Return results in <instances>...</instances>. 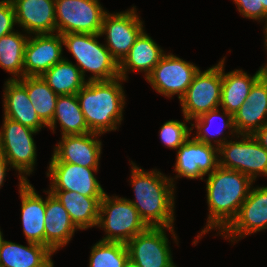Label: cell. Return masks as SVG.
<instances>
[{
    "instance_id": "1",
    "label": "cell",
    "mask_w": 267,
    "mask_h": 267,
    "mask_svg": "<svg viewBox=\"0 0 267 267\" xmlns=\"http://www.w3.org/2000/svg\"><path fill=\"white\" fill-rule=\"evenodd\" d=\"M252 183L253 180L245 174L220 166L208 175L206 181L208 221L193 244L211 229H219L222 233L231 224L249 195Z\"/></svg>"
},
{
    "instance_id": "2",
    "label": "cell",
    "mask_w": 267,
    "mask_h": 267,
    "mask_svg": "<svg viewBox=\"0 0 267 267\" xmlns=\"http://www.w3.org/2000/svg\"><path fill=\"white\" fill-rule=\"evenodd\" d=\"M136 201L128 199L148 227L174 228V179L155 169L148 172L131 163Z\"/></svg>"
},
{
    "instance_id": "3",
    "label": "cell",
    "mask_w": 267,
    "mask_h": 267,
    "mask_svg": "<svg viewBox=\"0 0 267 267\" xmlns=\"http://www.w3.org/2000/svg\"><path fill=\"white\" fill-rule=\"evenodd\" d=\"M121 77L107 81H87L76 94L87 126L92 133L116 130L123 120L125 95Z\"/></svg>"
},
{
    "instance_id": "4",
    "label": "cell",
    "mask_w": 267,
    "mask_h": 267,
    "mask_svg": "<svg viewBox=\"0 0 267 267\" xmlns=\"http://www.w3.org/2000/svg\"><path fill=\"white\" fill-rule=\"evenodd\" d=\"M63 45L76 59V65L85 78V71L93 73L88 81H107L119 76V64L105 45L96 38L100 34L67 33L62 34Z\"/></svg>"
},
{
    "instance_id": "5",
    "label": "cell",
    "mask_w": 267,
    "mask_h": 267,
    "mask_svg": "<svg viewBox=\"0 0 267 267\" xmlns=\"http://www.w3.org/2000/svg\"><path fill=\"white\" fill-rule=\"evenodd\" d=\"M97 226L104 228L107 234L102 241L125 244L148 228L128 199L111 198L106 193L100 201Z\"/></svg>"
},
{
    "instance_id": "6",
    "label": "cell",
    "mask_w": 267,
    "mask_h": 267,
    "mask_svg": "<svg viewBox=\"0 0 267 267\" xmlns=\"http://www.w3.org/2000/svg\"><path fill=\"white\" fill-rule=\"evenodd\" d=\"M240 141H228L225 137L214 140L218 147L219 166L224 169L236 170L251 178L257 175L267 176V150L264 149L253 135H240Z\"/></svg>"
},
{
    "instance_id": "7",
    "label": "cell",
    "mask_w": 267,
    "mask_h": 267,
    "mask_svg": "<svg viewBox=\"0 0 267 267\" xmlns=\"http://www.w3.org/2000/svg\"><path fill=\"white\" fill-rule=\"evenodd\" d=\"M0 130V153L10 167L19 172V181H28L36 163V144L32 138L38 131L4 117ZM23 174V175H22Z\"/></svg>"
},
{
    "instance_id": "8",
    "label": "cell",
    "mask_w": 267,
    "mask_h": 267,
    "mask_svg": "<svg viewBox=\"0 0 267 267\" xmlns=\"http://www.w3.org/2000/svg\"><path fill=\"white\" fill-rule=\"evenodd\" d=\"M221 87L222 60L203 72L199 70L180 99L185 121L188 122L218 108L221 101Z\"/></svg>"
},
{
    "instance_id": "9",
    "label": "cell",
    "mask_w": 267,
    "mask_h": 267,
    "mask_svg": "<svg viewBox=\"0 0 267 267\" xmlns=\"http://www.w3.org/2000/svg\"><path fill=\"white\" fill-rule=\"evenodd\" d=\"M59 34H100L105 11L99 0H55Z\"/></svg>"
},
{
    "instance_id": "10",
    "label": "cell",
    "mask_w": 267,
    "mask_h": 267,
    "mask_svg": "<svg viewBox=\"0 0 267 267\" xmlns=\"http://www.w3.org/2000/svg\"><path fill=\"white\" fill-rule=\"evenodd\" d=\"M166 228L176 240L174 228L148 227L126 243L129 259L139 267H176L172 260Z\"/></svg>"
},
{
    "instance_id": "11",
    "label": "cell",
    "mask_w": 267,
    "mask_h": 267,
    "mask_svg": "<svg viewBox=\"0 0 267 267\" xmlns=\"http://www.w3.org/2000/svg\"><path fill=\"white\" fill-rule=\"evenodd\" d=\"M198 71L194 64L165 53L146 79L158 93L169 98L177 94L180 100Z\"/></svg>"
},
{
    "instance_id": "12",
    "label": "cell",
    "mask_w": 267,
    "mask_h": 267,
    "mask_svg": "<svg viewBox=\"0 0 267 267\" xmlns=\"http://www.w3.org/2000/svg\"><path fill=\"white\" fill-rule=\"evenodd\" d=\"M143 28V22L136 14L134 6L130 11L105 14L100 35H106L105 46L118 64L127 56Z\"/></svg>"
},
{
    "instance_id": "13",
    "label": "cell",
    "mask_w": 267,
    "mask_h": 267,
    "mask_svg": "<svg viewBox=\"0 0 267 267\" xmlns=\"http://www.w3.org/2000/svg\"><path fill=\"white\" fill-rule=\"evenodd\" d=\"M97 170L98 167L50 162L47 173L52 179L50 190L75 191L88 197H103L105 192L93 174Z\"/></svg>"
},
{
    "instance_id": "14",
    "label": "cell",
    "mask_w": 267,
    "mask_h": 267,
    "mask_svg": "<svg viewBox=\"0 0 267 267\" xmlns=\"http://www.w3.org/2000/svg\"><path fill=\"white\" fill-rule=\"evenodd\" d=\"M176 152L174 171L178 174L177 178L203 180V176L211 174L219 166L218 147L198 141L194 137L188 139Z\"/></svg>"
},
{
    "instance_id": "15",
    "label": "cell",
    "mask_w": 267,
    "mask_h": 267,
    "mask_svg": "<svg viewBox=\"0 0 267 267\" xmlns=\"http://www.w3.org/2000/svg\"><path fill=\"white\" fill-rule=\"evenodd\" d=\"M267 228V186L251 188L241 205L237 217L222 232L223 237L233 240ZM226 233V235H225ZM229 238H228V237ZM239 236V237H237Z\"/></svg>"
},
{
    "instance_id": "16",
    "label": "cell",
    "mask_w": 267,
    "mask_h": 267,
    "mask_svg": "<svg viewBox=\"0 0 267 267\" xmlns=\"http://www.w3.org/2000/svg\"><path fill=\"white\" fill-rule=\"evenodd\" d=\"M61 34H35L25 46L23 77L42 76L61 61L63 52Z\"/></svg>"
},
{
    "instance_id": "17",
    "label": "cell",
    "mask_w": 267,
    "mask_h": 267,
    "mask_svg": "<svg viewBox=\"0 0 267 267\" xmlns=\"http://www.w3.org/2000/svg\"><path fill=\"white\" fill-rule=\"evenodd\" d=\"M100 134L65 135L54 149L50 162H65L85 167H98L102 144ZM95 137V138H94Z\"/></svg>"
},
{
    "instance_id": "18",
    "label": "cell",
    "mask_w": 267,
    "mask_h": 267,
    "mask_svg": "<svg viewBox=\"0 0 267 267\" xmlns=\"http://www.w3.org/2000/svg\"><path fill=\"white\" fill-rule=\"evenodd\" d=\"M16 23L32 34H54L55 0H11Z\"/></svg>"
},
{
    "instance_id": "19",
    "label": "cell",
    "mask_w": 267,
    "mask_h": 267,
    "mask_svg": "<svg viewBox=\"0 0 267 267\" xmlns=\"http://www.w3.org/2000/svg\"><path fill=\"white\" fill-rule=\"evenodd\" d=\"M239 135H253L267 123V82L260 77L252 86L245 103L233 115Z\"/></svg>"
},
{
    "instance_id": "20",
    "label": "cell",
    "mask_w": 267,
    "mask_h": 267,
    "mask_svg": "<svg viewBox=\"0 0 267 267\" xmlns=\"http://www.w3.org/2000/svg\"><path fill=\"white\" fill-rule=\"evenodd\" d=\"M21 220L27 242L45 246V200L29 181L19 182Z\"/></svg>"
},
{
    "instance_id": "21",
    "label": "cell",
    "mask_w": 267,
    "mask_h": 267,
    "mask_svg": "<svg viewBox=\"0 0 267 267\" xmlns=\"http://www.w3.org/2000/svg\"><path fill=\"white\" fill-rule=\"evenodd\" d=\"M45 199V246L53 253L64 247L76 229L70 215L59 200L49 191Z\"/></svg>"
},
{
    "instance_id": "22",
    "label": "cell",
    "mask_w": 267,
    "mask_h": 267,
    "mask_svg": "<svg viewBox=\"0 0 267 267\" xmlns=\"http://www.w3.org/2000/svg\"><path fill=\"white\" fill-rule=\"evenodd\" d=\"M4 88V117L36 131L46 126L34 110L26 88L18 80L7 79Z\"/></svg>"
},
{
    "instance_id": "23",
    "label": "cell",
    "mask_w": 267,
    "mask_h": 267,
    "mask_svg": "<svg viewBox=\"0 0 267 267\" xmlns=\"http://www.w3.org/2000/svg\"><path fill=\"white\" fill-rule=\"evenodd\" d=\"M23 246L3 240L0 247V267H54L53 252L46 246L28 242Z\"/></svg>"
},
{
    "instance_id": "24",
    "label": "cell",
    "mask_w": 267,
    "mask_h": 267,
    "mask_svg": "<svg viewBox=\"0 0 267 267\" xmlns=\"http://www.w3.org/2000/svg\"><path fill=\"white\" fill-rule=\"evenodd\" d=\"M164 51L144 32L136 38L129 53L119 64V76L127 80V71H144L145 78L164 56Z\"/></svg>"
},
{
    "instance_id": "25",
    "label": "cell",
    "mask_w": 267,
    "mask_h": 267,
    "mask_svg": "<svg viewBox=\"0 0 267 267\" xmlns=\"http://www.w3.org/2000/svg\"><path fill=\"white\" fill-rule=\"evenodd\" d=\"M68 214L78 229H87L97 226L100 201L103 197H88L75 191L49 190Z\"/></svg>"
},
{
    "instance_id": "26",
    "label": "cell",
    "mask_w": 267,
    "mask_h": 267,
    "mask_svg": "<svg viewBox=\"0 0 267 267\" xmlns=\"http://www.w3.org/2000/svg\"><path fill=\"white\" fill-rule=\"evenodd\" d=\"M222 59V87H221V110H226L234 115L245 103L253 84L261 77L260 69L252 77L242 70H234L228 73L224 71Z\"/></svg>"
},
{
    "instance_id": "27",
    "label": "cell",
    "mask_w": 267,
    "mask_h": 267,
    "mask_svg": "<svg viewBox=\"0 0 267 267\" xmlns=\"http://www.w3.org/2000/svg\"><path fill=\"white\" fill-rule=\"evenodd\" d=\"M58 121L62 136L90 133L76 94L58 95L53 119L47 127L54 131Z\"/></svg>"
},
{
    "instance_id": "28",
    "label": "cell",
    "mask_w": 267,
    "mask_h": 267,
    "mask_svg": "<svg viewBox=\"0 0 267 267\" xmlns=\"http://www.w3.org/2000/svg\"><path fill=\"white\" fill-rule=\"evenodd\" d=\"M42 78L57 95L77 94L87 83L79 68L65 58L46 71Z\"/></svg>"
},
{
    "instance_id": "29",
    "label": "cell",
    "mask_w": 267,
    "mask_h": 267,
    "mask_svg": "<svg viewBox=\"0 0 267 267\" xmlns=\"http://www.w3.org/2000/svg\"><path fill=\"white\" fill-rule=\"evenodd\" d=\"M27 90L28 97L41 121L48 126L53 119L58 95L42 76H28L18 80Z\"/></svg>"
},
{
    "instance_id": "30",
    "label": "cell",
    "mask_w": 267,
    "mask_h": 267,
    "mask_svg": "<svg viewBox=\"0 0 267 267\" xmlns=\"http://www.w3.org/2000/svg\"><path fill=\"white\" fill-rule=\"evenodd\" d=\"M28 38L29 36L26 37L19 32H12L0 38V66L14 75L9 80L23 78L25 46Z\"/></svg>"
},
{
    "instance_id": "31",
    "label": "cell",
    "mask_w": 267,
    "mask_h": 267,
    "mask_svg": "<svg viewBox=\"0 0 267 267\" xmlns=\"http://www.w3.org/2000/svg\"><path fill=\"white\" fill-rule=\"evenodd\" d=\"M128 259L125 243L100 240L92 247L89 267H123Z\"/></svg>"
},
{
    "instance_id": "32",
    "label": "cell",
    "mask_w": 267,
    "mask_h": 267,
    "mask_svg": "<svg viewBox=\"0 0 267 267\" xmlns=\"http://www.w3.org/2000/svg\"><path fill=\"white\" fill-rule=\"evenodd\" d=\"M218 109L219 108L213 109L209 112L202 114L199 117L194 118L195 124L190 123L191 126H194L197 128V134H196L197 136L194 137L196 140L212 145V140L210 137H208L209 134H210V136L212 134V136H213L212 138L214 139L215 135L217 137L220 134H224V132H222V131L226 127L228 128V130L229 129L231 130V135L234 133H236V135H237V132H236L235 127H234L233 115L228 113L226 110H223V113H221L222 115H220ZM217 117H219L220 120L222 118V120H221L222 125L216 131H213V133H210L209 128H211L210 127V126H212L211 124L213 123L214 119ZM226 117H227V119L224 120V118H226Z\"/></svg>"
},
{
    "instance_id": "33",
    "label": "cell",
    "mask_w": 267,
    "mask_h": 267,
    "mask_svg": "<svg viewBox=\"0 0 267 267\" xmlns=\"http://www.w3.org/2000/svg\"><path fill=\"white\" fill-rule=\"evenodd\" d=\"M187 124L178 120H170L165 122L160 129V138L165 146L178 149L182 146L191 135L192 128H188Z\"/></svg>"
},
{
    "instance_id": "34",
    "label": "cell",
    "mask_w": 267,
    "mask_h": 267,
    "mask_svg": "<svg viewBox=\"0 0 267 267\" xmlns=\"http://www.w3.org/2000/svg\"><path fill=\"white\" fill-rule=\"evenodd\" d=\"M241 15L253 20L267 21V12L264 10L261 0H234Z\"/></svg>"
},
{
    "instance_id": "35",
    "label": "cell",
    "mask_w": 267,
    "mask_h": 267,
    "mask_svg": "<svg viewBox=\"0 0 267 267\" xmlns=\"http://www.w3.org/2000/svg\"><path fill=\"white\" fill-rule=\"evenodd\" d=\"M15 11L11 0L0 1V38L14 32Z\"/></svg>"
},
{
    "instance_id": "36",
    "label": "cell",
    "mask_w": 267,
    "mask_h": 267,
    "mask_svg": "<svg viewBox=\"0 0 267 267\" xmlns=\"http://www.w3.org/2000/svg\"><path fill=\"white\" fill-rule=\"evenodd\" d=\"M253 137L258 143L267 150V123H265L259 130H257Z\"/></svg>"
},
{
    "instance_id": "37",
    "label": "cell",
    "mask_w": 267,
    "mask_h": 267,
    "mask_svg": "<svg viewBox=\"0 0 267 267\" xmlns=\"http://www.w3.org/2000/svg\"><path fill=\"white\" fill-rule=\"evenodd\" d=\"M9 166V163L7 162V160L2 156V154L0 153V188L3 185V181L6 175V169Z\"/></svg>"
},
{
    "instance_id": "38",
    "label": "cell",
    "mask_w": 267,
    "mask_h": 267,
    "mask_svg": "<svg viewBox=\"0 0 267 267\" xmlns=\"http://www.w3.org/2000/svg\"><path fill=\"white\" fill-rule=\"evenodd\" d=\"M261 77L267 82V64L260 68Z\"/></svg>"
},
{
    "instance_id": "39",
    "label": "cell",
    "mask_w": 267,
    "mask_h": 267,
    "mask_svg": "<svg viewBox=\"0 0 267 267\" xmlns=\"http://www.w3.org/2000/svg\"><path fill=\"white\" fill-rule=\"evenodd\" d=\"M123 267H139V266L136 265L134 262H132L130 259H128Z\"/></svg>"
},
{
    "instance_id": "40",
    "label": "cell",
    "mask_w": 267,
    "mask_h": 267,
    "mask_svg": "<svg viewBox=\"0 0 267 267\" xmlns=\"http://www.w3.org/2000/svg\"><path fill=\"white\" fill-rule=\"evenodd\" d=\"M264 30H265V45H266V49H267V21H266V25L264 27Z\"/></svg>"
},
{
    "instance_id": "41",
    "label": "cell",
    "mask_w": 267,
    "mask_h": 267,
    "mask_svg": "<svg viewBox=\"0 0 267 267\" xmlns=\"http://www.w3.org/2000/svg\"><path fill=\"white\" fill-rule=\"evenodd\" d=\"M261 3L263 4L264 10L267 12V0H261Z\"/></svg>"
},
{
    "instance_id": "42",
    "label": "cell",
    "mask_w": 267,
    "mask_h": 267,
    "mask_svg": "<svg viewBox=\"0 0 267 267\" xmlns=\"http://www.w3.org/2000/svg\"><path fill=\"white\" fill-rule=\"evenodd\" d=\"M3 236H2V232L0 231V247H1V244H2V242H3Z\"/></svg>"
}]
</instances>
